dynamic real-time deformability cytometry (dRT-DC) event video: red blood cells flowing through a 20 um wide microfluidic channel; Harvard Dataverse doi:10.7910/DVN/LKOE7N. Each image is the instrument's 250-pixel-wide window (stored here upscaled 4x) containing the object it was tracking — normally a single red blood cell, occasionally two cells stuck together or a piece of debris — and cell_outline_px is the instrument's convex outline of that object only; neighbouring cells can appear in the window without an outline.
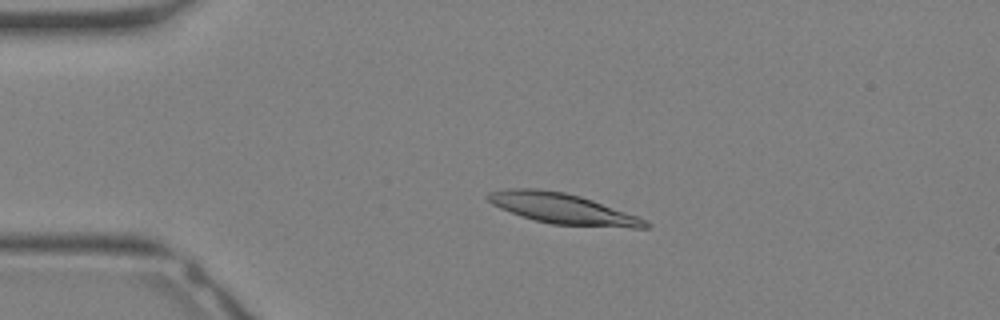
{"species": "Egyptian fruit bat (a non-hibernating species)", "species_latin": "Rousettus aegyptiacus", "temperature_condition": "warm", "stored_images_in_passage": 33, "camera_frame_rate_fps": 3000, "um_per_image_px": 0.085, "animal": {"sex": "female"}, "frame": {"image": 1, "passage_image": 8, "time_ms": 2.333, "image_size_px": [1000, 320], "cell_outline_px": [[652, 224], [648, 228], [632, 228], [552, 224], [520, 216], [500, 208], [492, 204], [484, 196], [488, 192], [504, 188], [536, 188], [564, 192], [580, 196], [592, 200], [648, 220]], "centroid_in_image_um": [47.8, 17.73], "position_along_channel_um": 37.2, "area_um2": 28.03}}
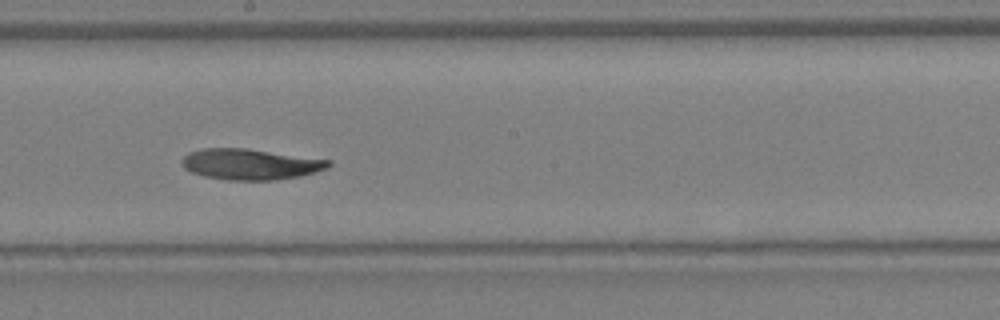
{"frame": {"image": 2, "passage_image": 19, "time_ms": 6.0, "image_size_px": [1000, 320], "cell_outline_px": [[332, 164], [328, 168], [300, 176], [272, 180], [228, 180], [204, 176], [192, 172], [184, 168], [184, 156], [188, 152], [204, 148], [248, 148], [332, 160]], "centroid_in_image_um": [21.32, 13.95], "position_along_channel_um": 226.9, "area_um2": 26.3}}
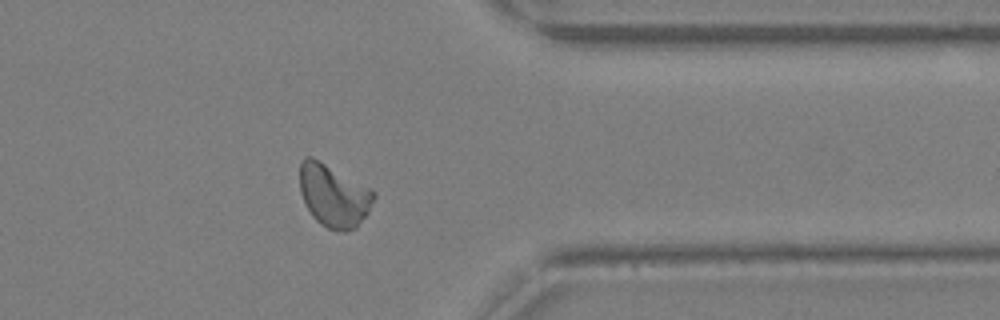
{"frame": {"image": 3, "passage_image": 27, "time_ms": 8.667, "image_size_px": [1000, 320], "cell_outline_px": [[376, 196], [368, 212], [356, 228], [344, 232], [328, 228], [320, 224], [312, 216], [300, 192], [300, 164], [304, 156], [312, 156], [376, 192]], "centroid_in_image_um": [28.36, 16.63], "position_along_channel_um": 383.0, "area_um2": 26.76}}